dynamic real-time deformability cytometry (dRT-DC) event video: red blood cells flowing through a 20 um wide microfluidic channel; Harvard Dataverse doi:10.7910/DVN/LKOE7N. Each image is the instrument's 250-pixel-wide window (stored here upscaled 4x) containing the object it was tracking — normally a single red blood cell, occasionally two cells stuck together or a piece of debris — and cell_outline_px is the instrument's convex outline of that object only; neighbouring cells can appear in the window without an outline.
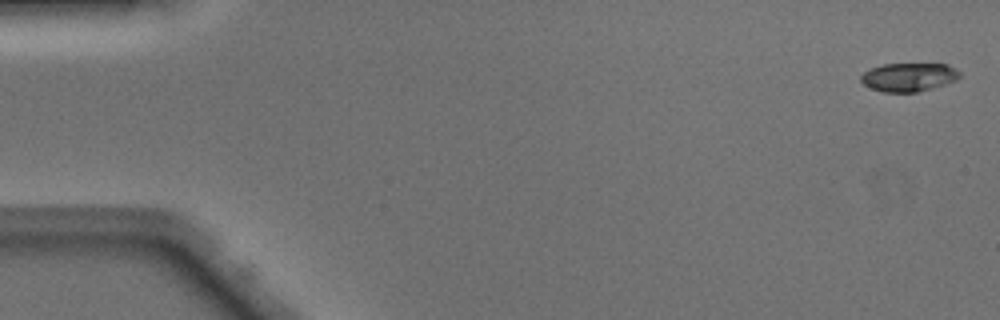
{"species": "Egyptian fruit bat (a non-hibernating species)", "species_latin": "Rousettus aegyptiacus", "temperature_condition": "warm", "stored_images_in_passage": 43, "camera_frame_rate_fps": 3000, "um_per_image_px": 0.085, "animal": {"sex": "male"}, "frame": {"image": 1, "passage_image": 1, "time_ms": 0.0, "image_size_px": [1000, 320], "cell_outline_px": [[960, 76], [956, 80], [932, 88], [916, 92], [884, 92], [872, 88], [864, 84], [860, 80], [860, 76], [864, 72], [872, 68], [884, 64], [948, 64], [960, 72]], "centroid_in_image_um": [77.24, 6.55], "position_along_channel_um": 7.8, "area_um2": 16.24}}
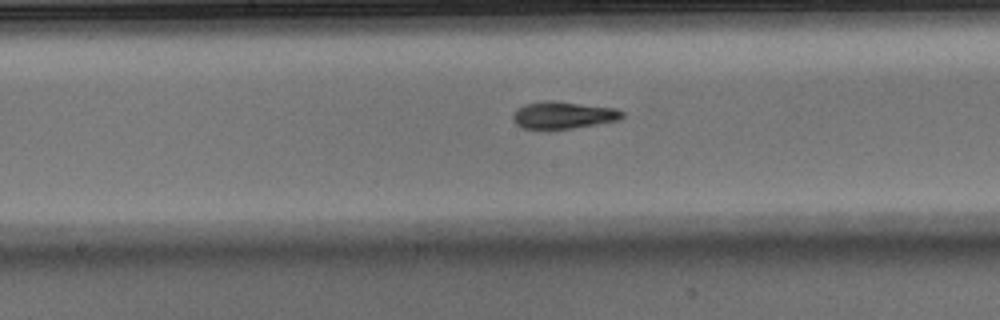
{"frame": {"image": 2, "passage_image": 25, "time_ms": 8.0, "image_size_px": [1000, 320], "cell_outline_px": [[624, 116], [620, 120], [572, 128], [524, 128], [516, 124], [512, 120], [512, 112], [516, 108], [524, 104], [544, 100], [552, 100], [616, 108], [624, 112]], "centroid_in_image_um": [47.85, 9.76], "position_along_channel_um": 200.3, "area_um2": 17.34}}
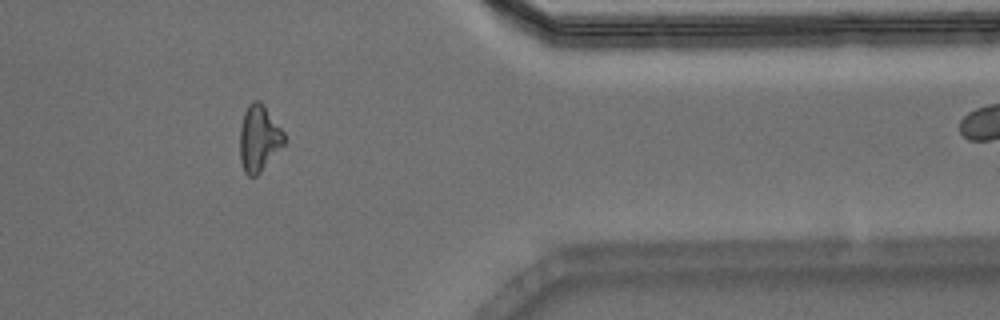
{"frame": {"image": 3, "passage_image": 40, "time_ms": 13.0, "image_size_px": [1000, 320], "cell_outline_px": [[284, 144], [260, 172], [256, 176], [248, 176], [244, 172], [240, 160], [240, 128], [244, 112], [248, 104], [252, 100], [260, 100], [264, 104], [284, 132]], "centroid_in_image_um": [21.99, 11.73], "position_along_channel_um": 389.4, "area_um2": 17.11}, "authors_computed_cell_mechanics": {"area_um2": 17.1088, "velocity_mm_per_s": 4.1555, "shape_relaxation_time_tau1_ms": 4.44, "shape_relaxation_time_tau2_ms": 2.3387, "deformation_change_tau1": 0.162, "deformation_change_tau2": 0.0843}}